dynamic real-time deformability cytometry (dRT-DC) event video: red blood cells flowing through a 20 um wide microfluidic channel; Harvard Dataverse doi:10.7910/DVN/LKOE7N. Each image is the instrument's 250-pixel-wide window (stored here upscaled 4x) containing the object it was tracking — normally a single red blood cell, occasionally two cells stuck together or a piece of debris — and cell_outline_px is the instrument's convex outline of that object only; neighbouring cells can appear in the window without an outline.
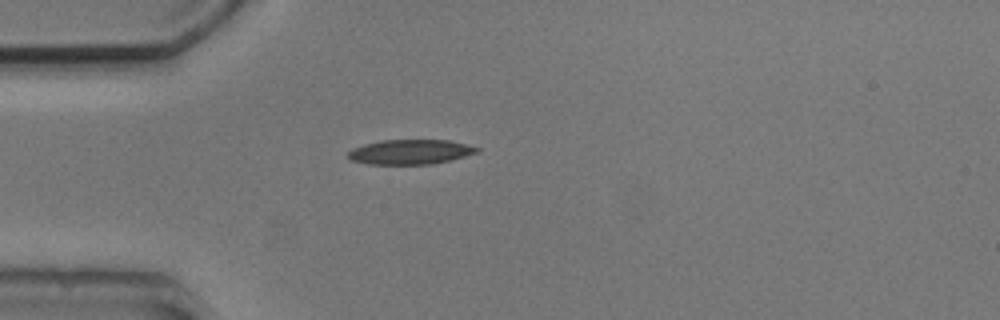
{"species": "common noctule bat (a hibernating species)", "species_latin": "Nyctalus noctula", "temperature_condition": "cold", "stored_images_in_passage": 2, "camera_frame_rate_fps": 3000, "um_per_image_px": 0.085, "animal": {"sex": "male", "body_mass_g": 20.5, "forearm_length_mm": 52.5}, "frame": {"image": 1, "passage_image": 1, "time_ms": 0.0, "image_size_px": [1000, 320], "cell_outline_px": [[480, 152], [452, 160], [432, 164], [368, 164], [352, 160], [348, 156], [348, 152], [352, 148], [364, 144], [380, 140], [448, 140], [480, 148]], "centroid_in_image_um": [34.89, 12.91], "position_along_channel_um": 50.1, "area_um2": 18.61}}